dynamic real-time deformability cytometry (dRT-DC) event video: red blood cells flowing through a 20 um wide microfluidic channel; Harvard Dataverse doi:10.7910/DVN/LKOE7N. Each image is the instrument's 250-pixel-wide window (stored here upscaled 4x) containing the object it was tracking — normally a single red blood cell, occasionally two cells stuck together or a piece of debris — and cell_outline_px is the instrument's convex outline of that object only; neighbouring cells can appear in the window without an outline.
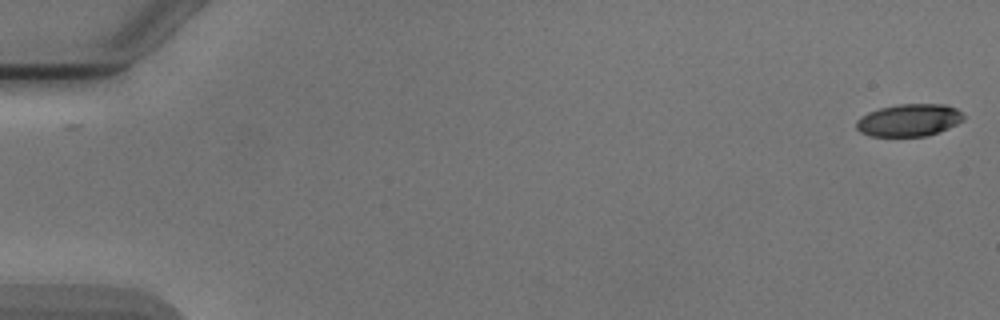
{"species": "Egyptian fruit bat (a non-hibernating species)", "species_latin": "Rousettus aegyptiacus", "temperature_condition": "cold", "stored_images_in_passage": 8, "camera_frame_rate_fps": 3000, "um_per_image_px": 0.085, "animal": {"sex": "male"}, "frame": {"image": 1, "passage_image": 1, "time_ms": 0.0, "image_size_px": [1000, 320], "cell_outline_px": [[964, 120], [940, 132], [924, 136], [868, 136], [860, 132], [856, 128], [856, 120], [860, 116], [868, 112], [880, 108], [896, 104], [948, 104], [956, 108], [964, 116]], "centroid_in_image_um": [77.25, 10.21], "position_along_channel_um": 7.8, "area_um2": 20.4}}
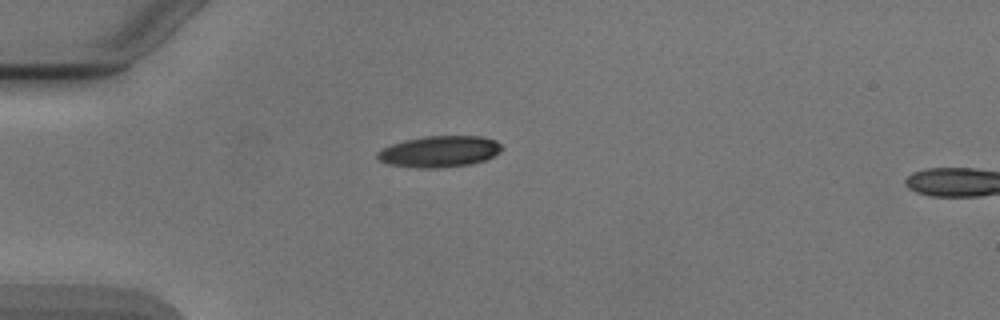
{"frame": {"image": 2, "passage_image": 5, "time_ms": 4.667, "image_size_px": [1000, 320], "cell_outline_px": [[504, 148], [500, 152], [484, 160], [472, 164], [440, 168], [416, 168], [388, 164], [380, 160], [376, 156], [376, 152], [392, 144], [404, 140], [424, 136], [484, 136], [496, 140]], "centroid_in_image_um": [37.37, 12.88], "position_along_channel_um": 47.6, "area_um2": 22.83}}